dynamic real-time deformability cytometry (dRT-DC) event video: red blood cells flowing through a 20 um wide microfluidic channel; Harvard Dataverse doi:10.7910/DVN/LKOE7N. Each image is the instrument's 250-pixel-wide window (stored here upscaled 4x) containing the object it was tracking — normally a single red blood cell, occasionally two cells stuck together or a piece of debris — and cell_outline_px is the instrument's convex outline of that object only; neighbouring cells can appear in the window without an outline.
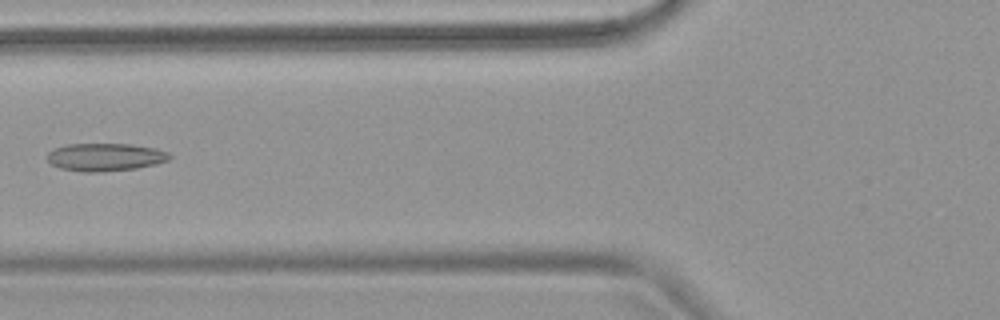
{"species": "common noctule bat (a hibernating species)", "species_latin": "Nyctalus noctula", "temperature_condition": "warm", "stored_images_in_passage": 6, "camera_frame_rate_fps": 3000, "um_per_image_px": 0.085, "animal": {"sex": "female", "body_mass_g": 18.4}, "frame": {"image": 1, "passage_image": 5, "time_ms": 4.667, "image_size_px": [1000, 320], "cell_outline_px": [[172, 156], [168, 160], [156, 164], [136, 168], [100, 172], [84, 172], [60, 168], [52, 164], [44, 156], [48, 152], [64, 144], [132, 144], [152, 148], [168, 152]], "centroid_in_image_um": [8.91, 13.35], "position_along_channel_um": 116.9, "area_um2": 19.83}}
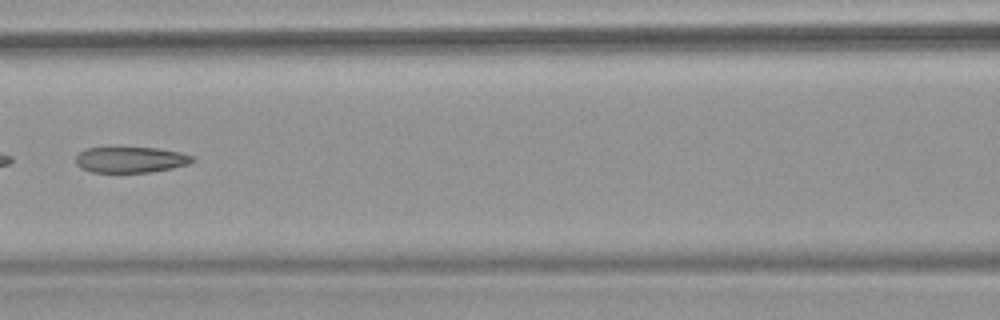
{"frame": {"image": 2, "passage_image": 6, "time_ms": 5.667, "image_size_px": [1000, 320], "cell_outline_px": [[196, 160], [188, 164], [172, 168], [152, 172], [92, 172], [76, 164], [76, 156], [84, 148], [108, 144], [112, 144], [156, 148], [180, 152], [196, 156]], "centroid_in_image_um": [11.08, 13.51], "position_along_channel_um": 155.5, "area_um2": 18.61}}